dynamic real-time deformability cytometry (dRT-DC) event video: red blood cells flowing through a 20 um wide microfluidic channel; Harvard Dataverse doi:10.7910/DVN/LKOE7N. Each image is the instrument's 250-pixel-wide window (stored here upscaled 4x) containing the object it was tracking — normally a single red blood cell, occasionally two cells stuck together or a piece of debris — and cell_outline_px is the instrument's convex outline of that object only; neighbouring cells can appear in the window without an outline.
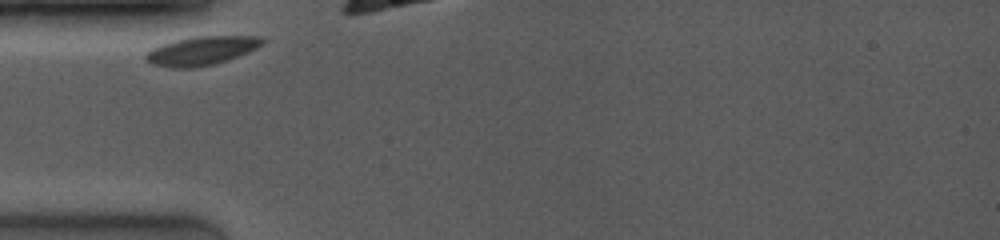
{"species": "common noctule bat (a hibernating species)", "species_latin": "Nyctalus noctula", "temperature_condition": "room temperature", "stored_images_in_passage": 10, "camera_frame_rate_fps": 4000, "um_per_image_px": 0.085, "animal": {"sex": "female", "body_mass_g": 19.0, "forearm_length_mm": 53.3}, "frame": {"image": 1, "passage_image": 1, "time_ms": 0.0, "image_size_px": [1000, 240], "cell_outline_px": [[264, 44], [248, 52], [228, 60], [216, 64], [196, 68], [172, 68], [152, 64], [144, 56], [152, 48], [176, 40], [196, 36], [260, 36], [264, 40]], "centroid_in_image_um": [17.16, 4.32], "position_along_channel_um": 67.8, "area_um2": 19.48}}